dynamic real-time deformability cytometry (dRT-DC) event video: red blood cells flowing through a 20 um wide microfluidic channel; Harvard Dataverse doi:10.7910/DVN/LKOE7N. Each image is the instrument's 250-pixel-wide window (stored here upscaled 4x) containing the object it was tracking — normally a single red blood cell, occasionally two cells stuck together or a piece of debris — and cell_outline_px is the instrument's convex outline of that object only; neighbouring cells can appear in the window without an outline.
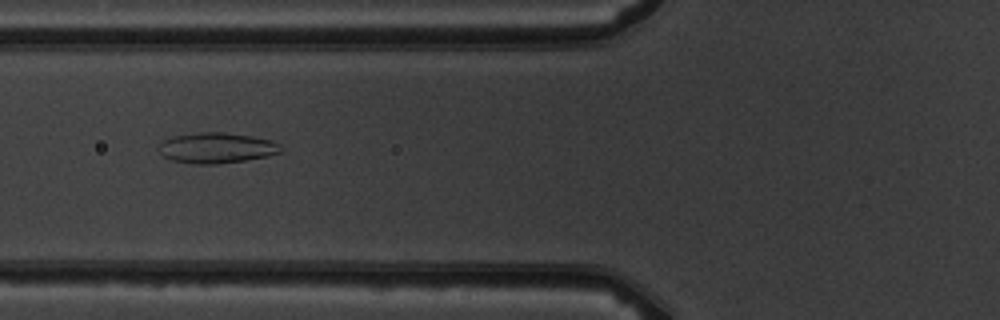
{"species": "common noctule bat (a hibernating species)", "species_latin": "Nyctalus noctula", "temperature_condition": "warm", "stored_images_in_passage": 6, "camera_frame_rate_fps": 3000, "um_per_image_px": 0.085, "animal": {"sex": "male", "body_mass_g": 19.5, "forearm_length_mm": 54.6}, "frame": {"image": 1, "passage_image": 3, "time_ms": 2.333, "image_size_px": [1000, 320], "cell_outline_px": [[284, 148], [280, 152], [268, 156], [244, 160], [216, 164], [192, 164], [172, 160], [164, 156], [156, 148], [164, 140], [172, 136], [200, 132], [224, 132], [252, 136], [272, 140], [280, 144]], "centroid_in_image_um": [18.41, 12.57], "position_along_channel_um": 107.4, "area_um2": 21.85}}
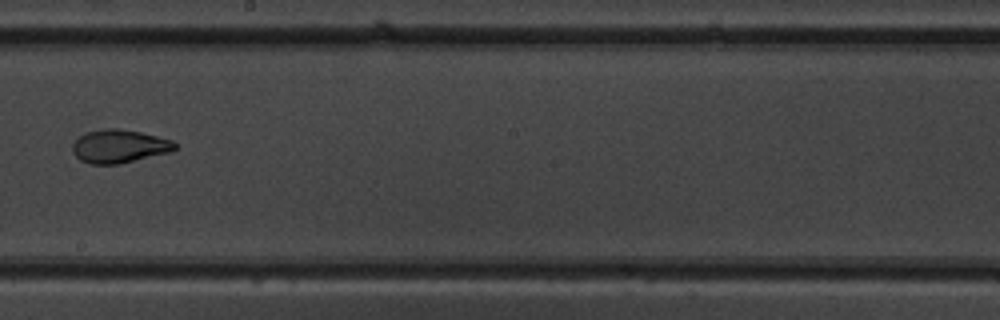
{"frame": {"image": 2, "passage_image": 6, "time_ms": 5.667, "image_size_px": [1000, 320], "cell_outline_px": [[176, 148], [172, 152], [120, 164], [88, 164], [80, 160], [72, 152], [72, 144], [84, 132], [104, 128], [116, 128], [140, 132], [172, 140], [176, 144]], "centroid_in_image_um": [10.12, 12.44], "position_along_channel_um": 238.1, "area_um2": 20.06}}